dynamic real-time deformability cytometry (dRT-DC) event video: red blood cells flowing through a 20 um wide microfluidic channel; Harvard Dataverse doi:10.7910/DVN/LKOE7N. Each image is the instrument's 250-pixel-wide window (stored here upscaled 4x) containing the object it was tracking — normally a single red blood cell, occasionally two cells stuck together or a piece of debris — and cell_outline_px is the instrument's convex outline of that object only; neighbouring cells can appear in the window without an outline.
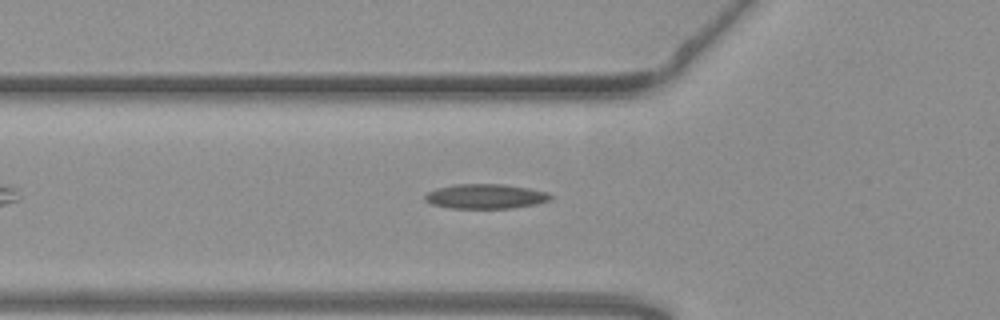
{"species": "common noctule bat (a hibernating species)", "species_latin": "Nyctalus noctula", "temperature_condition": "warm", "stored_images_in_passage": 41, "camera_frame_rate_fps": 3000, "um_per_image_px": 0.085, "animal": {"sex": "female", "body_mass_g": 19.3, "forearm_length_mm": 54.1}, "frame": {"image": 1, "passage_image": 11, "time_ms": 3.333, "image_size_px": [1000, 320], "cell_outline_px": [[552, 200], [536, 204], [512, 208], [448, 208], [432, 204], [424, 200], [424, 196], [428, 192], [436, 188], [456, 184], [504, 184], [528, 188], [548, 192], [552, 196]], "centroid_in_image_um": [41.28, 16.69], "position_along_channel_um": 84.5, "area_um2": 18.15}}
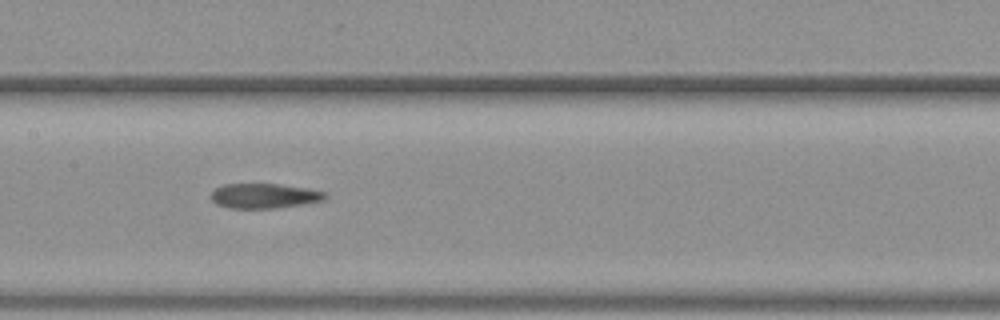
{"frame": {"image": 2, "passage_image": 19, "time_ms": 6.0, "image_size_px": [1000, 320], "cell_outline_px": [[328, 196], [324, 200], [304, 204], [276, 208], [228, 208], [216, 204], [212, 200], [212, 192], [216, 188], [224, 184], [280, 184], [308, 188], [328, 192]], "centroid_in_image_um": [22.51, 16.65], "position_along_channel_um": 184.9, "area_um2": 16.65}}
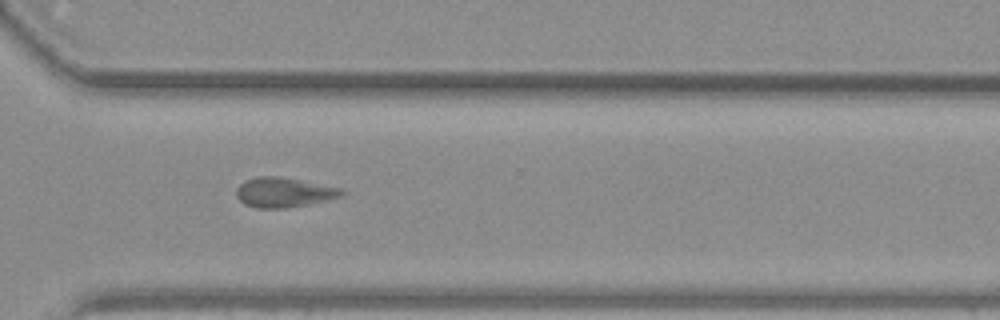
{"frame": {"image": 3, "passage_image": 32, "time_ms": 10.333, "image_size_px": [1000, 320], "cell_outline_px": [[348, 192], [344, 196], [328, 200], [308, 204], [284, 208], [256, 208], [244, 204], [236, 196], [236, 188], [244, 180], [256, 176], [280, 176], [344, 188]], "centroid_in_image_um": [24.17, 16.34], "position_along_channel_um": 346.4, "area_um2": 18.67}, "authors_computed_cell_mechanics": {"area_um2": 18.0336, "velocity_mm_per_s": 3.7395, "shape_relaxation_time_tau1_ms": null, "shape_relaxation_time_tau2_ms": 4.263, "deformation_change_tau1": null, "deformation_change_tau2": 0.1095}}